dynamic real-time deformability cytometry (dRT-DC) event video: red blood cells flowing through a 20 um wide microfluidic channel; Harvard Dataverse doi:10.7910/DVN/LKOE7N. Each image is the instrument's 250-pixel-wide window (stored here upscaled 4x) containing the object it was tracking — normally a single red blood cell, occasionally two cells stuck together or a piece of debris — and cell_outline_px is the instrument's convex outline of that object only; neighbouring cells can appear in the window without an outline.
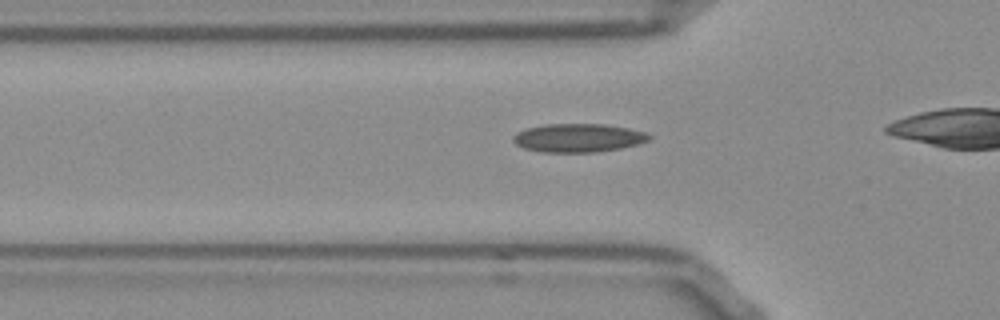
{"species": "Egyptian fruit bat (a non-hibernating species)", "species_latin": "Rousettus aegyptiacus", "temperature_condition": "room temperature", "stored_images_in_passage": 36, "camera_frame_rate_fps": 3000, "um_per_image_px": 0.085, "frame": {"image": 1, "passage_image": 12, "time_ms": 3.667, "image_size_px": [1000, 320], "cell_outline_px": [[652, 136], [648, 140], [636, 144], [620, 148], [596, 152], [544, 152], [524, 148], [516, 144], [512, 140], [512, 136], [516, 132], [528, 128], [544, 124], [604, 124], [628, 128], [644, 132]], "centroid_in_image_um": [49.11, 11.71], "position_along_channel_um": 76.7, "area_um2": 22.43}}
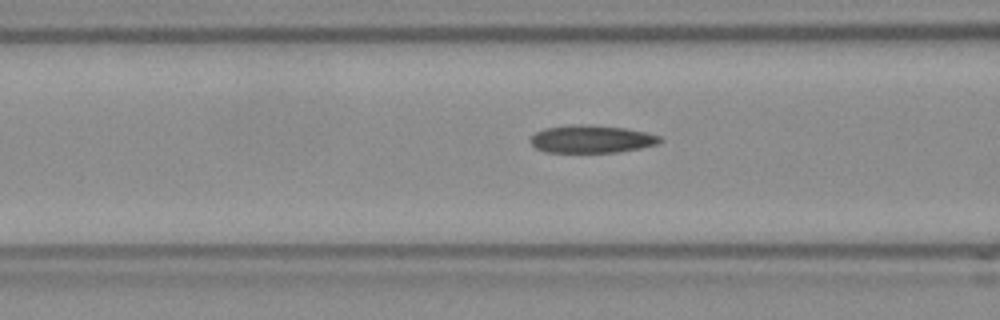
{"frame": {"image": 2, "passage_image": 15, "time_ms": 4.667, "image_size_px": [1000, 320], "cell_outline_px": [[664, 140], [656, 144], [640, 148], [616, 152], [544, 152], [536, 148], [532, 144], [532, 136], [536, 132], [544, 128], [568, 124], [588, 124], [624, 128], [644, 132], [660, 136]], "centroid_in_image_um": [50.26, 11.81], "position_along_channel_um": 116.3, "area_um2": 20.87}}